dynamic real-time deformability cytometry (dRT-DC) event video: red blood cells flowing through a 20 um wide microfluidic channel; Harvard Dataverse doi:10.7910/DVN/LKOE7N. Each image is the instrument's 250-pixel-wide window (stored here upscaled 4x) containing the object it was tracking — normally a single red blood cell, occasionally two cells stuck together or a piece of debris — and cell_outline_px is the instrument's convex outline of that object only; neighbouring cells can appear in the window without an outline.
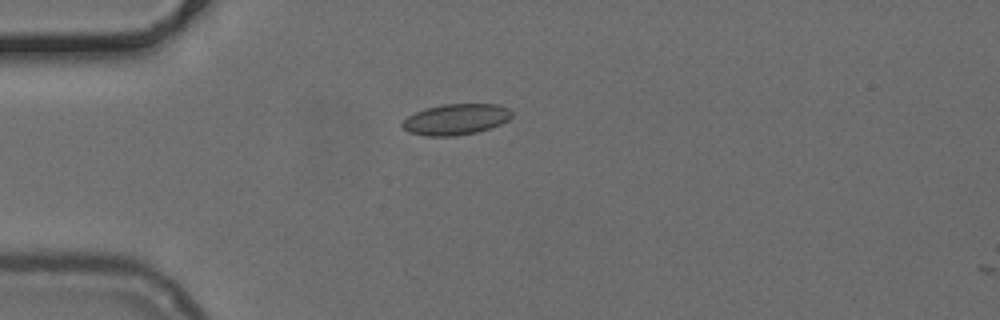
{"species": "common noctule bat (a hibernating species)", "species_latin": "Nyctalus noctula", "temperature_condition": "cold", "stored_images_in_passage": 3, "camera_frame_rate_fps": 3000, "um_per_image_px": 0.085, "animal": {"sex": "female", "body_mass_g": 24.6, "forearm_length_mm": 56.2}, "frame": {"image": 1, "passage_image": 1, "time_ms": 0.0, "image_size_px": [1000, 320], "cell_outline_px": [[512, 116], [508, 120], [500, 124], [476, 132], [456, 136], [428, 136], [408, 132], [400, 124], [408, 116], [424, 108], [444, 104], [496, 104], [508, 108], [512, 112]], "centroid_in_image_um": [38.74, 10.14], "position_along_channel_um": 46.3, "area_um2": 19.65}}